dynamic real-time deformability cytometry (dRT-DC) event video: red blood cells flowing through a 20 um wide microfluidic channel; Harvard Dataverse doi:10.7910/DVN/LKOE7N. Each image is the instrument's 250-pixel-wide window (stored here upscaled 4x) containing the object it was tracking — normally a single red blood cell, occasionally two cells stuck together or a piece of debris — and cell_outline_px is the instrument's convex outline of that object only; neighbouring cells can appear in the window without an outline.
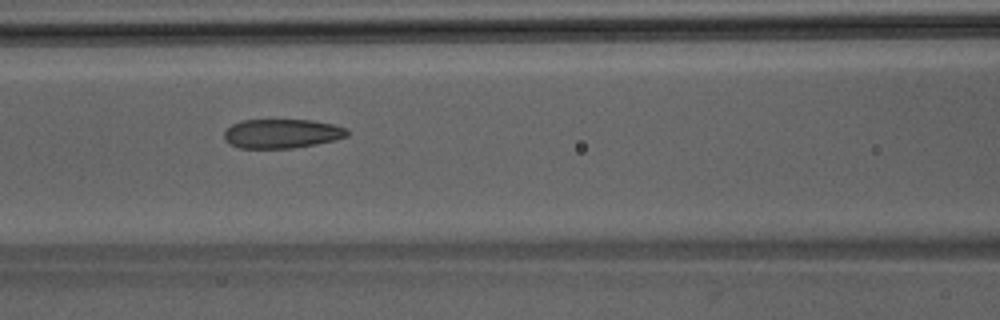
{"species": "Egyptian fruit bat (a non-hibernating species)", "species_latin": "Rousettus aegyptiacus", "temperature_condition": "room temperature", "stored_images_in_passage": 48, "camera_frame_rate_fps": 3000, "um_per_image_px": 0.085, "animal": {"sex": "male"}, "frame": {"image": 1, "passage_image": 21, "time_ms": 6.667, "image_size_px": [1000, 320], "cell_outline_px": [[348, 136], [316, 144], [292, 148], [240, 148], [224, 140], [224, 132], [232, 124], [240, 120], [312, 120], [332, 124], [348, 128]], "centroid_in_image_um": [23.95, 11.35], "position_along_channel_um": 142.6, "area_um2": 20.87}}
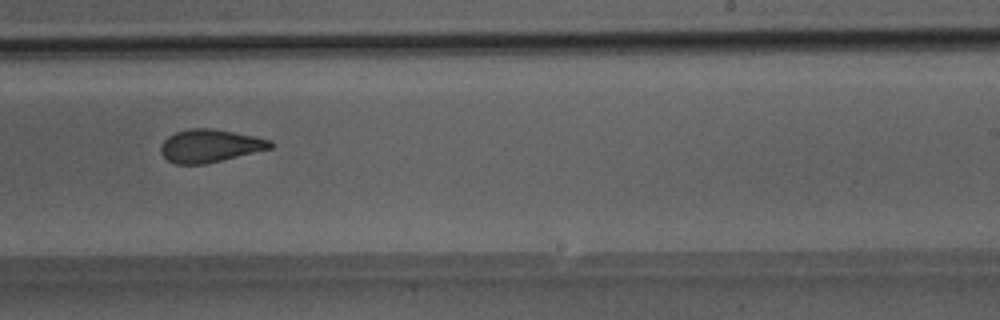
{"frame": {"image": 2, "passage_image": 30, "time_ms": 9.667, "image_size_px": [1000, 320], "cell_outline_px": [[272, 148], [204, 164], [176, 164], [168, 160], [160, 152], [160, 144], [168, 136], [176, 132], [188, 128], [212, 128], [272, 140]], "centroid_in_image_um": [17.8, 12.39], "position_along_channel_um": 271.2, "area_um2": 20.81}}
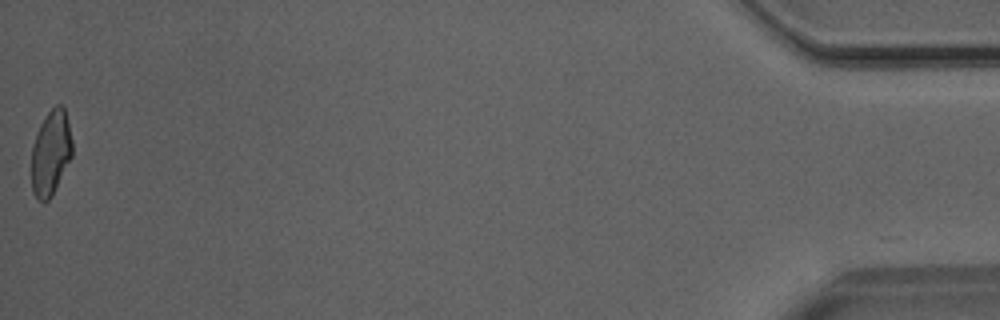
{"frame": {"image": 3, "passage_image": 48, "time_ms": 15.667, "image_size_px": [1000, 320], "cell_outline_px": [[72, 156], [52, 196], [48, 200], [36, 200], [32, 192], [32, 148], [40, 124], [48, 112], [56, 104], [60, 104], [64, 108], [72, 140]], "centroid_in_image_um": [4.32, 13.01], "position_along_channel_um": 430.9, "area_um2": 20.0}}